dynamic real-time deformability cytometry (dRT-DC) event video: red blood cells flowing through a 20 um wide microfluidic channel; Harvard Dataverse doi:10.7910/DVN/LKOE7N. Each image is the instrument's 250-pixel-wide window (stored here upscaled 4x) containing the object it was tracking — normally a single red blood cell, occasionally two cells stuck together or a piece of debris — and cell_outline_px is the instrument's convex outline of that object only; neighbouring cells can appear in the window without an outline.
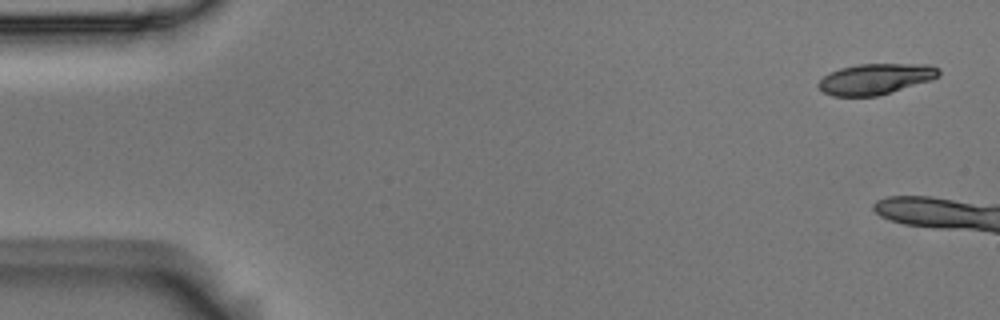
{"species": "Egyptian fruit bat (a non-hibernating species)", "species_latin": "Rousettus aegyptiacus", "temperature_condition": "room temperature", "stored_images_in_passage": 7, "segment_of_instrument_passage": [1, 2], "camera_frame_rate_fps": 3000, "um_per_image_px": 0.085, "animal": {"sex": "male"}, "frame": {"image": 1, "passage_image": 1, "time_ms": 0.0, "image_size_px": [1000, 320], "cell_outline_px": [[940, 76], [932, 80], [876, 96], [832, 96], [824, 92], [816, 84], [824, 76], [840, 68], [856, 64], [932, 64], [940, 68]], "centroid_in_image_um": [74.46, 6.7], "position_along_channel_um": 10.5, "area_um2": 21.62}}
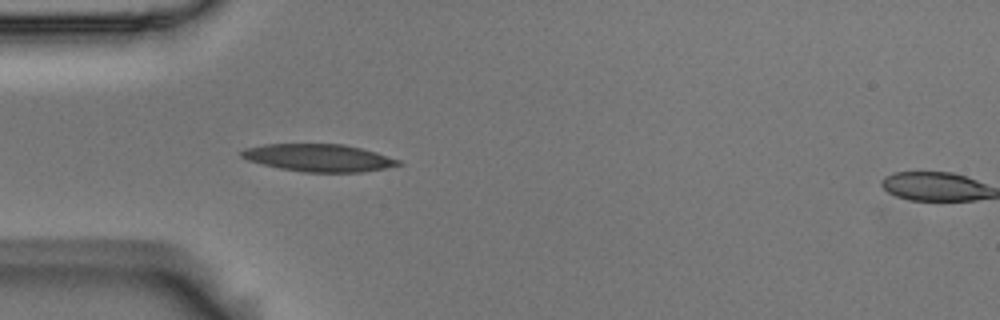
{"frame": {"image": 2, "passage_image": 6, "time_ms": 1.667, "image_size_px": [1000, 320], "cell_outline_px": [[404, 164], [364, 172], [304, 172], [280, 168], [248, 160], [240, 156], [240, 152], [244, 148], [264, 144], [344, 144], [376, 152], [400, 160]], "centroid_in_image_um": [27.1, 13.41], "position_along_channel_um": 57.9, "area_um2": 25.03}}